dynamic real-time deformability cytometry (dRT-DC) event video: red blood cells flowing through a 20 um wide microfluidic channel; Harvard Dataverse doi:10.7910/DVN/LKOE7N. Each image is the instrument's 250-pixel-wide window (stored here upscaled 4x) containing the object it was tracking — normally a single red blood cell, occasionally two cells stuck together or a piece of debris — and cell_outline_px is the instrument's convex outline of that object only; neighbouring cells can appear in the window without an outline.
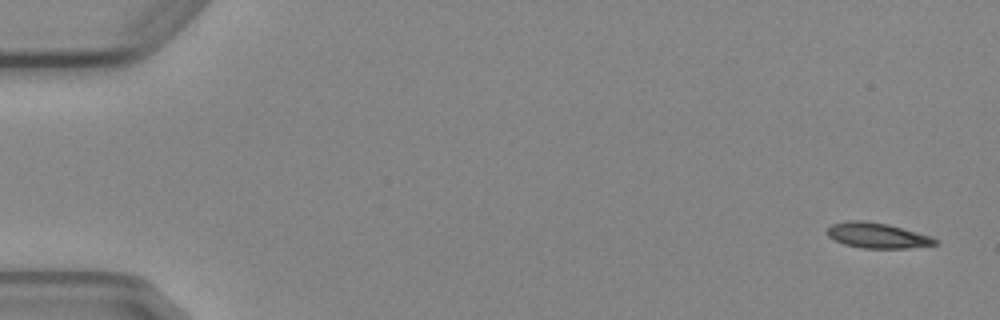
{"species": "Egyptian fruit bat (a non-hibernating species)", "species_latin": "Rousettus aegyptiacus", "temperature_condition": "cold", "stored_images_in_passage": 5, "segment_of_instrument_passage": [1, 2], "camera_frame_rate_fps": 3000, "um_per_image_px": 0.085, "animal": {"sex": "female"}, "frame": {"image": 1, "passage_image": 1, "time_ms": 0.0, "image_size_px": [1000, 320], "cell_outline_px": [[940, 244], [908, 248], [860, 248], [844, 244], [828, 236], [828, 228], [832, 224], [852, 220], [864, 220], [888, 224], [932, 236], [940, 240]], "centroid_in_image_um": [74.64, 20.02], "position_along_channel_um": 10.4, "area_um2": 16.01}}